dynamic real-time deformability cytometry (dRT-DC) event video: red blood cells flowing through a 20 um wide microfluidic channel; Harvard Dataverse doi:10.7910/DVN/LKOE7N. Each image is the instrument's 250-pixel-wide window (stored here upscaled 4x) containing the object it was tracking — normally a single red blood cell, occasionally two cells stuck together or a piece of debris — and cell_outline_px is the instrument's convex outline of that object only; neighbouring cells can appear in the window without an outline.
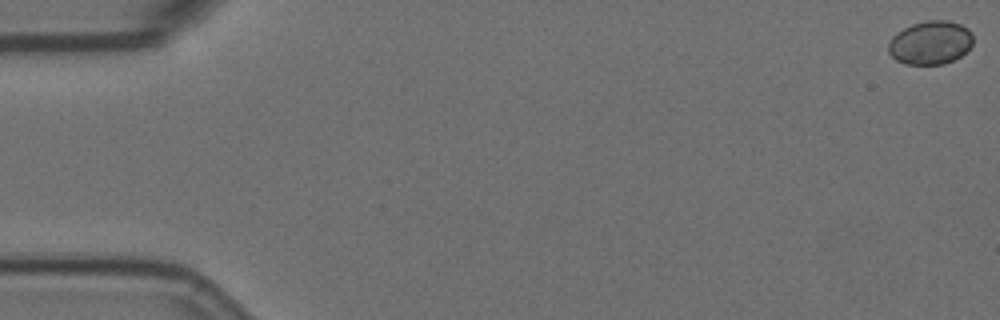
{"species": "Egyptian fruit bat (a non-hibernating species)", "species_latin": "Rousettus aegyptiacus", "temperature_condition": "room temperature", "stored_images_in_passage": 6, "camera_frame_rate_fps": 3000, "um_per_image_px": 0.085, "animal": {"sex": "female"}, "frame": {"image": 1, "passage_image": 1, "time_ms": 0.0, "image_size_px": [1000, 320], "cell_outline_px": [[972, 44], [960, 56], [944, 64], [904, 64], [896, 60], [888, 52], [888, 44], [892, 36], [896, 32], [912, 24], [928, 20], [948, 20], [960, 24], [968, 28], [972, 32]], "centroid_in_image_um": [79.06, 3.62], "position_along_channel_um": 5.9, "area_um2": 21.5}}
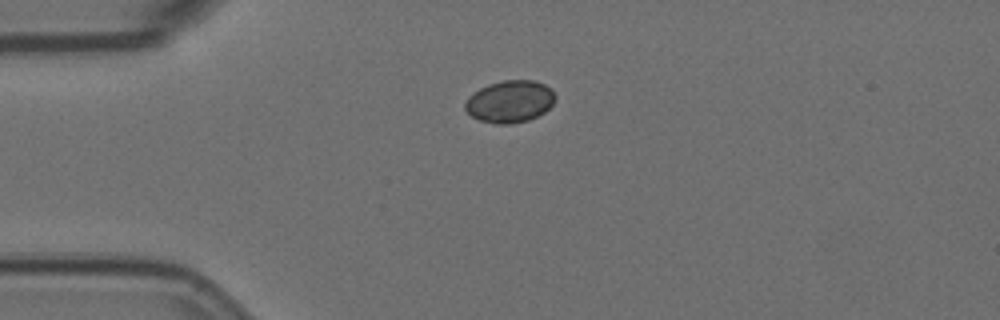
{"frame": {"image": 2, "passage_image": 5, "time_ms": 1.333, "image_size_px": [1000, 320], "cell_outline_px": [[556, 100], [544, 112], [528, 120], [508, 124], [496, 124], [480, 120], [472, 116], [464, 108], [464, 104], [468, 96], [480, 88], [488, 84], [504, 80], [532, 80], [544, 84], [552, 88], [556, 96]], "centroid_in_image_um": [43.34, 8.62], "position_along_channel_um": 41.7, "area_um2": 22.14}}